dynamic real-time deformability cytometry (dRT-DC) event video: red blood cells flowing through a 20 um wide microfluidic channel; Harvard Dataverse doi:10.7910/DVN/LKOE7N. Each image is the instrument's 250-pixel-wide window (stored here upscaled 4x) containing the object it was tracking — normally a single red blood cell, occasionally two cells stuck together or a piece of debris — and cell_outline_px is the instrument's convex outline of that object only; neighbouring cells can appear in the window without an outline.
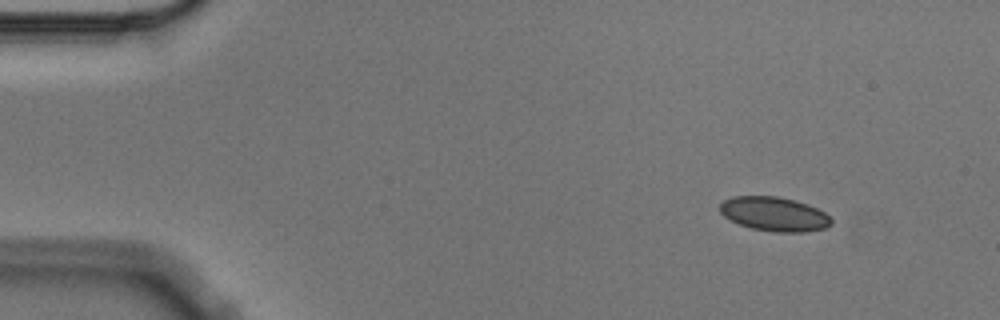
{"species": "Egyptian fruit bat (a non-hibernating species)", "species_latin": "Rousettus aegyptiacus", "temperature_condition": "cold", "stored_images_in_passage": 4, "camera_frame_rate_fps": 3000, "um_per_image_px": 0.085, "animal": {"sex": "male"}, "frame": {"image": 1, "passage_image": 1, "time_ms": 0.0, "image_size_px": [1000, 320], "cell_outline_px": [[832, 224], [824, 228], [804, 232], [776, 232], [752, 228], [740, 224], [724, 216], [720, 212], [720, 204], [724, 200], [732, 196], [776, 196], [796, 200], [808, 204], [824, 212], [832, 220]], "centroid_in_image_um": [65.81, 18.18], "position_along_channel_um": 19.2, "area_um2": 22.08}}
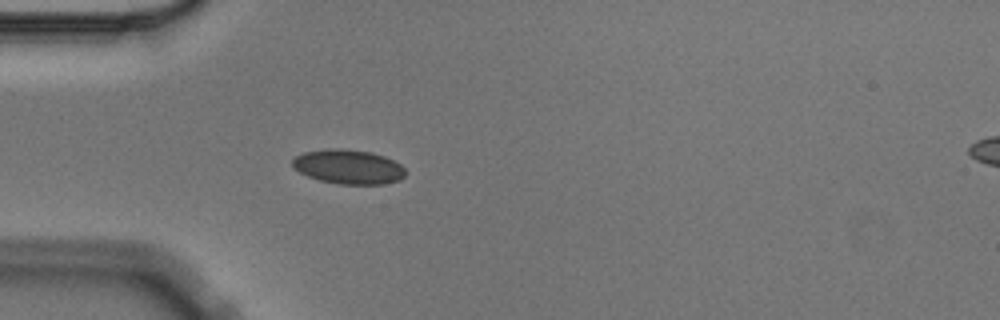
{"frame": {"image": 2, "passage_image": 4, "time_ms": 1.0, "image_size_px": [1000, 320], "cell_outline_px": [[404, 176], [400, 180], [384, 184], [340, 184], [320, 180], [308, 176], [300, 172], [292, 164], [292, 160], [296, 156], [304, 152], [328, 148], [340, 148], [372, 152], [384, 156], [400, 164], [404, 168]], "centroid_in_image_um": [29.62, 14.17], "position_along_channel_um": 55.4, "area_um2": 22.54}}